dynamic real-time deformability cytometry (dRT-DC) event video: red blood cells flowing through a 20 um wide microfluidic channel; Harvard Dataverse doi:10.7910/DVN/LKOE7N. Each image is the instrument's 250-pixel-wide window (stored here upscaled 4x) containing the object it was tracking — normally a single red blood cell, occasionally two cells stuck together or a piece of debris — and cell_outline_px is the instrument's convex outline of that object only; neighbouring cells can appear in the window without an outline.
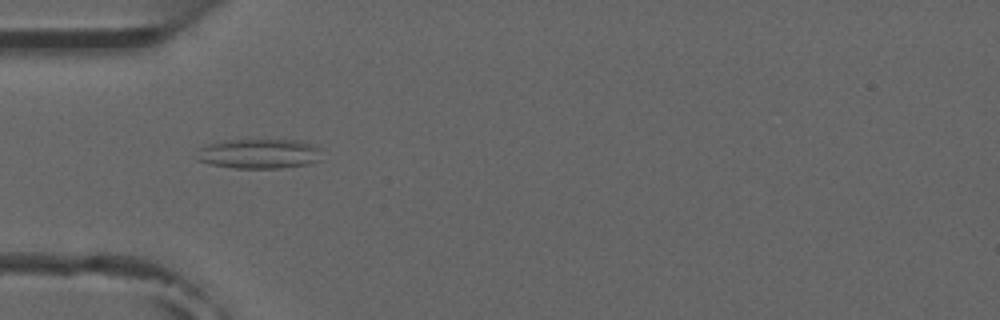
{"species": "common noctule bat (a hibernating species)", "species_latin": "Nyctalus noctula", "temperature_condition": "room temperature", "stored_images_in_passage": 4, "camera_frame_rate_fps": 3000, "um_per_image_px": 0.085, "animal": {"sex": "male", "forearm_length_mm": 52.5}, "frame": {"image": 1, "passage_image": 3, "time_ms": 2.333, "image_size_px": [1000, 320], "cell_outline_px": [[320, 160], [308, 164], [280, 168], [236, 168], [212, 164], [196, 160], [200, 148], [208, 144], [224, 140], [300, 140], [312, 144], [320, 148]], "centroid_in_image_um": [22.05, 13.06], "position_along_channel_um": 63.0, "area_um2": 21.62}}